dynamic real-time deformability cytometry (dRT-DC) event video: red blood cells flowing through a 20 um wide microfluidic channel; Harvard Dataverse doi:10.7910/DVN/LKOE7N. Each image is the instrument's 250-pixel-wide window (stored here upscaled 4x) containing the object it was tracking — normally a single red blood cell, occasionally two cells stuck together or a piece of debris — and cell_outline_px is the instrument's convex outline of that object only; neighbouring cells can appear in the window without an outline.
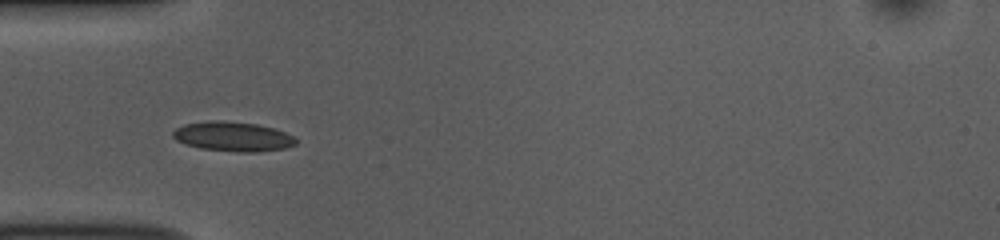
{"species": "common noctule bat (a hibernating species)", "species_latin": "Nyctalus noctula", "temperature_condition": "room temperature", "stored_images_in_passage": 14, "camera_frame_rate_fps": 3000, "um_per_image_px": 0.085, "animal": {"sex": "female", "body_mass_g": 10.0, "forearm_length_mm": 53.1}, "frame": {"image": 1, "passage_image": 5, "time_ms": 1.333, "image_size_px": [1000, 240], "cell_outline_px": [[296, 144], [284, 148], [256, 152], [236, 152], [200, 148], [184, 144], [176, 140], [172, 136], [172, 132], [176, 128], [184, 124], [208, 120], [224, 120], [256, 124], [272, 128], [284, 132], [292, 136], [296, 140]], "centroid_in_image_um": [19.74, 11.6], "position_along_channel_um": 65.3, "area_um2": 21.21}}
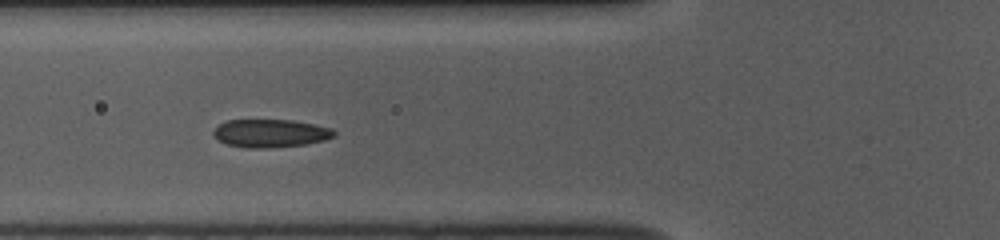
{"frame": {"image": 2, "passage_image": 8, "time_ms": 2.333, "image_size_px": [1000, 240], "cell_outline_px": [[336, 136], [324, 140], [308, 144], [268, 148], [248, 148], [228, 144], [216, 140], [212, 132], [220, 124], [228, 120], [292, 120], [332, 128], [336, 132]], "centroid_in_image_um": [23.0, 11.33], "position_along_channel_um": 102.8, "area_um2": 19.77}}